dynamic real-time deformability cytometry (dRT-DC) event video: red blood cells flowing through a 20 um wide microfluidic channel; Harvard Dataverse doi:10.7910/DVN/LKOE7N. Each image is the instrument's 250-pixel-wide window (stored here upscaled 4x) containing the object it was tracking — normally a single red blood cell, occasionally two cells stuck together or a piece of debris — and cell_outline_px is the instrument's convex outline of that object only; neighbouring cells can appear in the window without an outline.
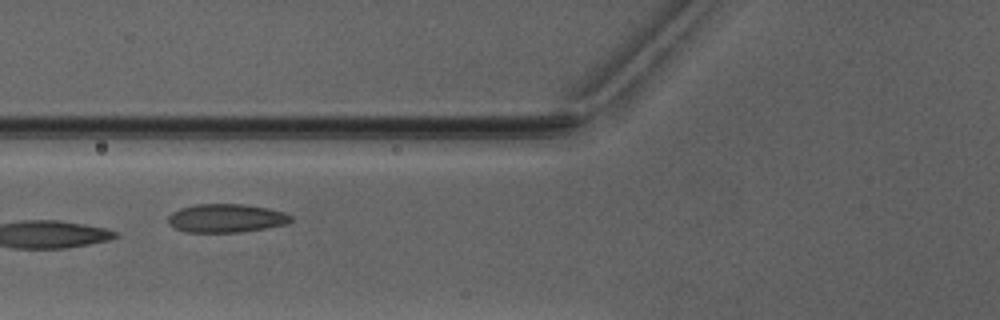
{"species": "Egyptian fruit bat (a non-hibernating species)", "species_latin": "Rousettus aegyptiacus", "temperature_condition": "warm", "stored_images_in_passage": 5, "camera_frame_rate_fps": 3000, "um_per_image_px": 0.085, "animal": {"sex": "male"}, "frame": {"image": 1, "passage_image": 4, "time_ms": 4.333, "image_size_px": [1000, 320], "cell_outline_px": [[292, 220], [284, 224], [264, 228], [240, 232], [184, 232], [168, 224], [168, 216], [172, 212], [180, 208], [196, 204], [244, 204], [268, 208], [284, 212], [292, 216]], "centroid_in_image_um": [19.19, 18.54], "position_along_channel_um": 106.6, "area_um2": 20.35}}
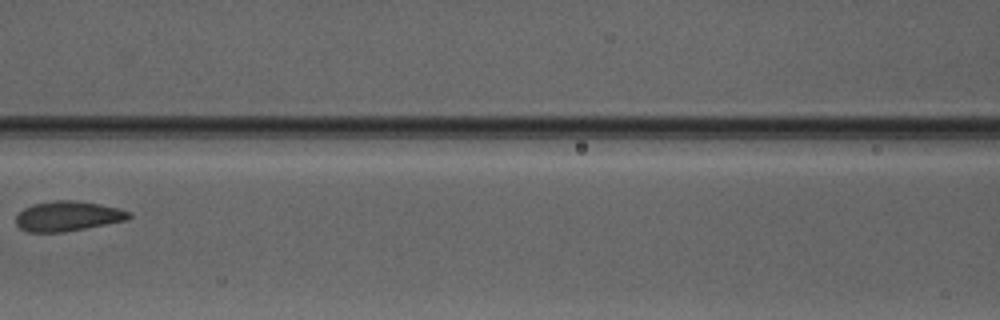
{"frame": {"image": 2, "passage_image": 5, "time_ms": 5.667, "image_size_px": [1000, 320], "cell_outline_px": [[132, 216], [128, 220], [64, 232], [28, 232], [20, 228], [16, 224], [16, 216], [24, 208], [32, 204], [52, 200], [72, 200], [100, 204], [132, 212]], "centroid_in_image_um": [5.76, 18.37], "position_along_channel_um": 160.8, "area_um2": 19.77}}